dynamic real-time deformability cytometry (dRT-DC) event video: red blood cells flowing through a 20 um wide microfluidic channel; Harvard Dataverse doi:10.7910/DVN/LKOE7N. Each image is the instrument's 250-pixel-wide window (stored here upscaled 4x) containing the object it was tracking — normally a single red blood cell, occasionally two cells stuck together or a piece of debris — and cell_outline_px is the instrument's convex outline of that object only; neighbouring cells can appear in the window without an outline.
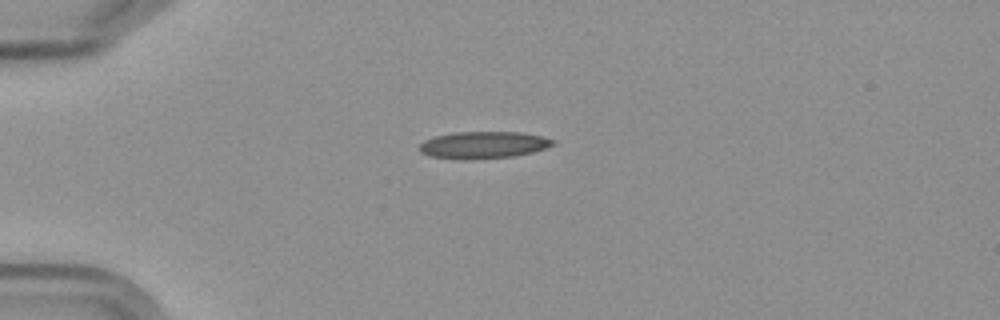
{"species": "Egyptian fruit bat (a non-hibernating species)", "species_latin": "Rousettus aegyptiacus", "temperature_condition": "cold", "stored_images_in_passage": 3, "camera_frame_rate_fps": 3000, "um_per_image_px": 0.085, "frame": {"image": 1, "passage_image": 1, "time_ms": 0.0, "image_size_px": [1000, 320], "cell_outline_px": [[556, 144], [532, 152], [512, 156], [472, 160], [456, 160], [428, 156], [420, 152], [420, 144], [424, 140], [436, 136], [452, 132], [520, 132], [540, 136], [552, 140]], "centroid_in_image_um": [41.02, 12.33], "position_along_channel_um": 44.0, "area_um2": 21.1}}
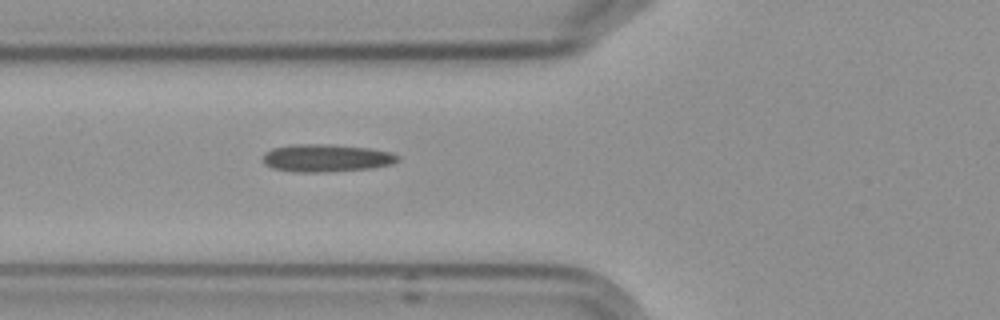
{"frame": {"image": 2, "passage_image": 3, "time_ms": 2.333, "image_size_px": [1000, 320], "cell_outline_px": [[400, 160], [392, 164], [372, 168], [316, 172], [296, 172], [272, 168], [264, 164], [264, 152], [272, 148], [292, 144], [328, 144], [368, 148], [392, 152], [400, 156]], "centroid_in_image_um": [27.74, 13.42], "position_along_channel_um": 98.1, "area_um2": 21.73}}